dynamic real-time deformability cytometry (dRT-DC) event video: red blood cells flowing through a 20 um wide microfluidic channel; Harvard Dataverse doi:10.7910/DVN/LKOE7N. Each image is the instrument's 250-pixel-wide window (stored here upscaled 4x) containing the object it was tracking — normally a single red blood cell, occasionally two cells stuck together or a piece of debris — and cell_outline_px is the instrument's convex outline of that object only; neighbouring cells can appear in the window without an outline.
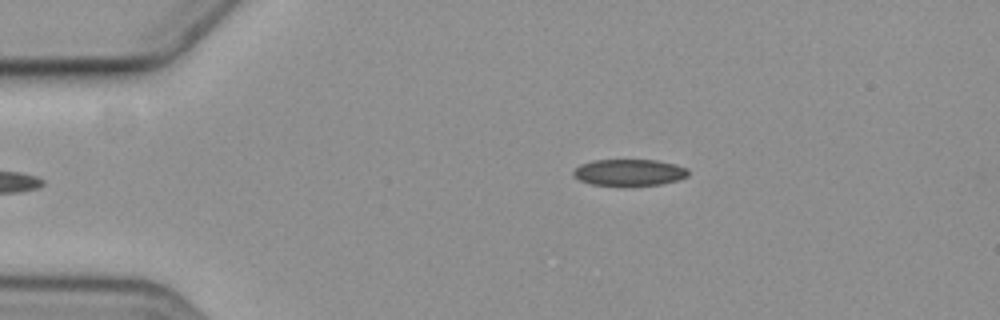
{"species": "common noctule bat (a hibernating species)", "species_latin": "Nyctalus noctula", "temperature_condition": "cold", "stored_images_in_passage": 6, "camera_frame_rate_fps": 3000, "um_per_image_px": 0.085, "animal": {"sex": "female", "body_mass_g": 19.3, "forearm_length_mm": 54.1}, "frame": {"image": 1, "passage_image": 1, "time_ms": 0.0, "image_size_px": [1000, 320], "cell_outline_px": [[688, 176], [676, 180], [660, 184], [592, 184], [580, 180], [572, 176], [572, 172], [580, 164], [592, 160], [656, 160], [676, 164], [688, 168]], "centroid_in_image_um": [53.47, 14.63], "position_along_channel_um": 31.5, "area_um2": 17.4}}
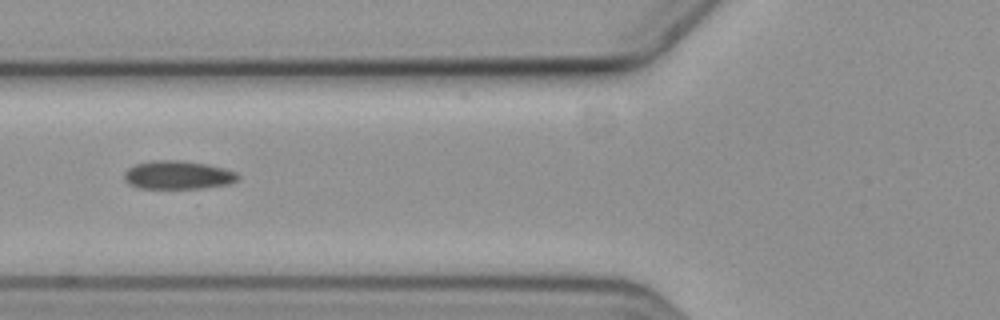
{"frame": {"image": 2, "passage_image": 4, "time_ms": 3.667, "image_size_px": [1000, 320], "cell_outline_px": [[240, 176], [236, 180], [228, 184], [200, 188], [140, 188], [128, 184], [124, 180], [124, 172], [128, 168], [136, 164], [152, 160], [184, 160], [208, 164], [224, 168], [236, 172]], "centroid_in_image_um": [15.1, 14.86], "position_along_channel_um": 110.7, "area_um2": 18.9}}
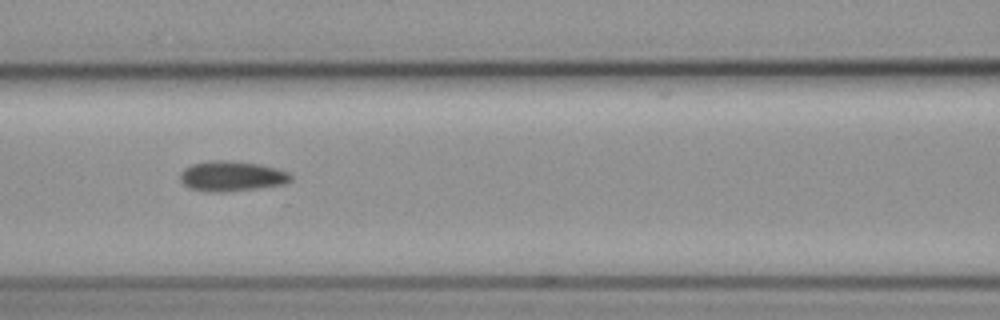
{"frame": {"image": 3, "passage_image": 5, "time_ms": 4.667, "image_size_px": [1000, 320], "cell_outline_px": [[292, 180], [284, 184], [256, 188], [224, 192], [208, 192], [188, 188], [180, 180], [180, 172], [184, 168], [192, 164], [208, 160], [224, 160], [260, 164], [276, 168], [288, 172], [292, 176]], "centroid_in_image_um": [19.66, 14.97], "position_along_channel_um": 146.9, "area_um2": 19.54}}